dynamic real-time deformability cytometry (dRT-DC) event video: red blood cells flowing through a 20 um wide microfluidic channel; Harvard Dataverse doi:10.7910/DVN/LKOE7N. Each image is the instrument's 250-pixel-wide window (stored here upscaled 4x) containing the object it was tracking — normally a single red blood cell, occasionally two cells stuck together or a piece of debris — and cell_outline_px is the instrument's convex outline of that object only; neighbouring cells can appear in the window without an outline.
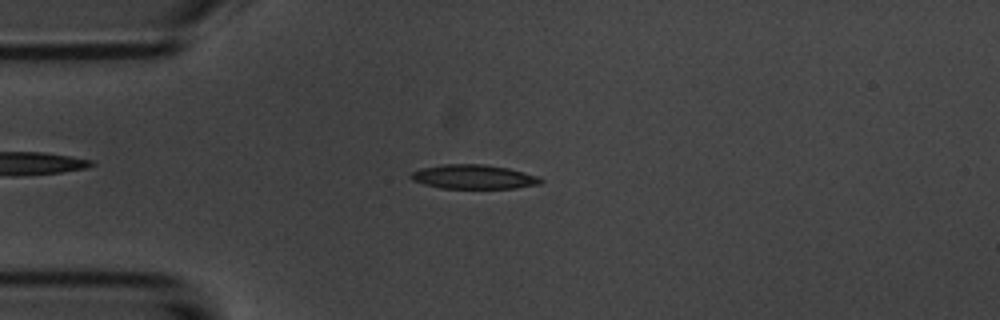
{"species": "common noctule bat (a hibernating species)", "species_latin": "Nyctalus noctula", "temperature_condition": "room temperature", "stored_images_in_passage": 6, "camera_frame_rate_fps": 3000, "um_per_image_px": 0.085, "animal": {"sex": "male", "body_mass_g": 20.1, "forearm_length_mm": 53.5}, "frame": {"image": 1, "passage_image": 4, "time_ms": 3.333, "image_size_px": [1000, 320], "cell_outline_px": [[544, 180], [540, 184], [516, 188], [440, 188], [424, 184], [412, 180], [408, 176], [412, 172], [420, 168], [440, 164], [484, 164], [508, 168], [540, 176]], "centroid_in_image_um": [40.25, 15.02], "position_along_channel_um": 44.7, "area_um2": 18.5}}
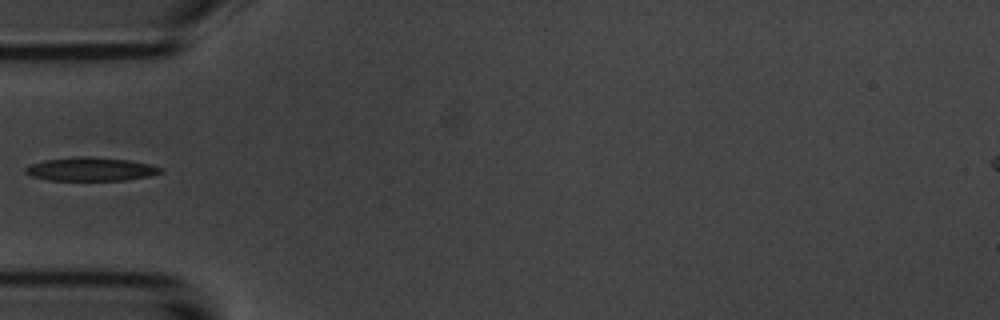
{"frame": {"image": 2, "passage_image": 5, "time_ms": 4.667, "image_size_px": [1000, 320], "cell_outline_px": [[164, 172], [148, 176], [124, 180], [48, 180], [32, 176], [24, 172], [24, 168], [32, 164], [44, 160], [88, 156], [132, 160], [148, 164], [160, 168]], "centroid_in_image_um": [7.71, 14.38], "position_along_channel_um": 77.3, "area_um2": 18.32}}